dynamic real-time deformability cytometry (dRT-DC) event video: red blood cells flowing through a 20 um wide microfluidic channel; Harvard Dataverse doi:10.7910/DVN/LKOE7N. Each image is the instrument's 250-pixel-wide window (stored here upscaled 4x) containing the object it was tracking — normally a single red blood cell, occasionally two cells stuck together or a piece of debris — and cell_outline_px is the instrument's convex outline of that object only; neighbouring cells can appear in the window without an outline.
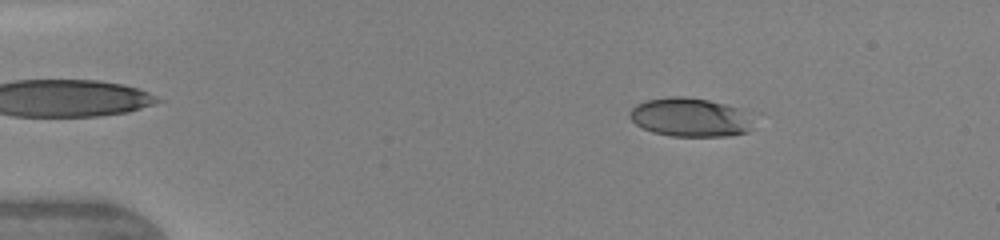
{"species": "human", "species_latin": "Homo sapiens", "temperature_condition": "warm", "stored_images_in_passage": 52, "camera_frame_rate_fps": 3000, "um_per_image_px": 0.085, "donor": {"sex": "female"}, "frame": {"image": 1, "passage_image": 9, "time_ms": 2.333, "image_size_px": [1000, 240], "cell_outline_px": [[748, 132], [728, 136], [672, 136], [652, 132], [636, 124], [628, 116], [628, 112], [636, 104], [644, 100], [668, 96], [684, 96], [708, 100], [740, 108], [748, 128]], "centroid_in_image_um": [58.5, 9.96], "position_along_channel_um": 26.5, "area_um2": 27.4}}
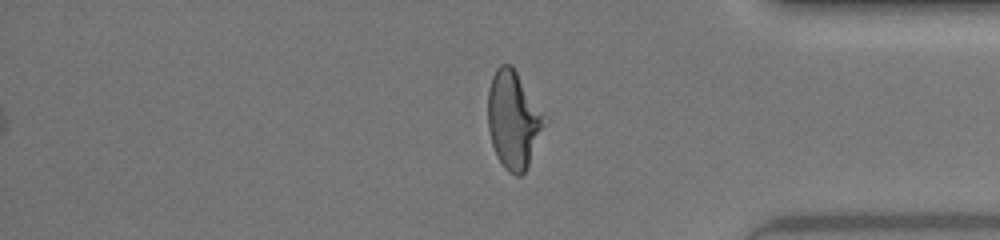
{"frame": {"image": 2, "passage_image": 45, "time_ms": 13.0, "image_size_px": [1000, 240], "cell_outline_px": [[544, 124], [528, 164], [524, 172], [520, 176], [516, 176], [508, 172], [504, 168], [496, 156], [492, 144], [488, 128], [488, 88], [492, 76], [496, 68], [500, 64], [512, 64], [540, 116]], "centroid_in_image_um": [43.53, 10.21], "position_along_channel_um": 391.7, "area_um2": 30.63}}
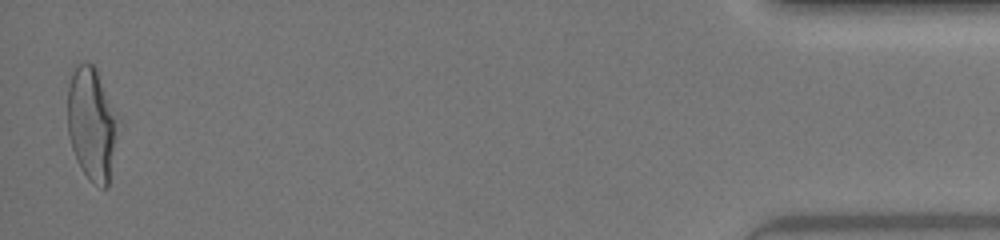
{"frame": {"image": 3, "passage_image": 52, "time_ms": 15.333, "image_size_px": [1000, 240], "cell_outline_px": [[124, 120], [108, 188], [104, 188], [88, 180], [72, 148], [68, 132], [68, 84], [72, 72], [76, 64], [92, 64], [96, 68]], "centroid_in_image_um": [7.92, 10.53], "position_along_channel_um": 427.3, "area_um2": 34.97}, "authors_computed_cell_mechanics": {"area_um2": 30.6051, "velocity_mm_per_s": 4.3002, "shape_relaxation_time_tau1_ms": 4.6074, "shape_relaxation_time_tau2_ms": 0.746, "deformation_change_tau1": 0.2137, "deformation_change_tau2": 0.0925}}